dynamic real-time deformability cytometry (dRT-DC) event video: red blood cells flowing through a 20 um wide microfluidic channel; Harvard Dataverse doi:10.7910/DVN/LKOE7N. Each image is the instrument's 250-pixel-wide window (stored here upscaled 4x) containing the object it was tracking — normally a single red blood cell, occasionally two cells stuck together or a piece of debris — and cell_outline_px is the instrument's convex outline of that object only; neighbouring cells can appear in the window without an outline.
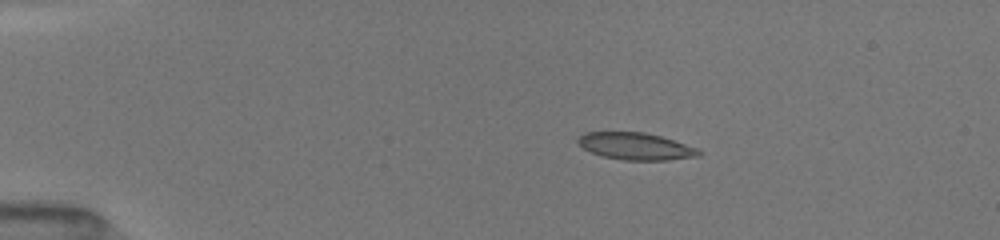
{"species": "common noctule bat (a hibernating species)", "species_latin": "Nyctalus noctula", "temperature_condition": "room temperature", "stored_images_in_passage": 42, "camera_frame_rate_fps": 3000, "um_per_image_px": 0.085, "animal": {"sex": "female", "body_mass_g": 19.5, "forearm_length_mm": 54.1}, "frame": {"image": 1, "passage_image": 1, "time_ms": 0.0, "image_size_px": [1000, 240], "cell_outline_px": [[704, 152], [700, 156], [668, 160], [624, 160], [600, 156], [584, 148], [576, 140], [584, 132], [644, 132], [660, 136], [696, 148]], "centroid_in_image_um": [54.04, 12.44], "position_along_channel_um": 31.0, "area_um2": 18.96}}
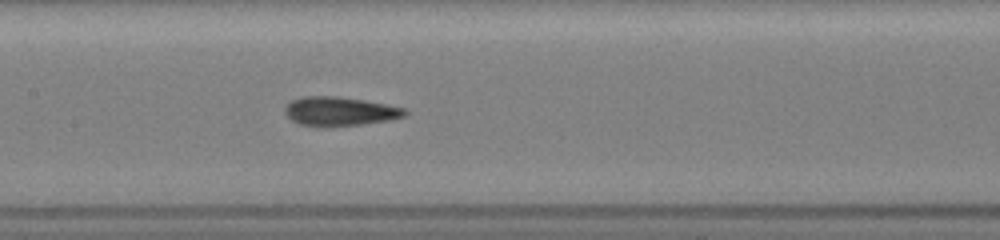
{"frame": {"image": 2, "passage_image": 17, "time_ms": 5.333, "image_size_px": [1000, 240], "cell_outline_px": [[408, 112], [404, 116], [388, 120], [360, 124], [320, 128], [300, 124], [292, 120], [284, 112], [284, 108], [292, 100], [304, 96], [336, 96], [364, 100], [404, 108]], "centroid_in_image_um": [28.83, 9.47], "position_along_channel_um": 178.6, "area_um2": 20.23}}
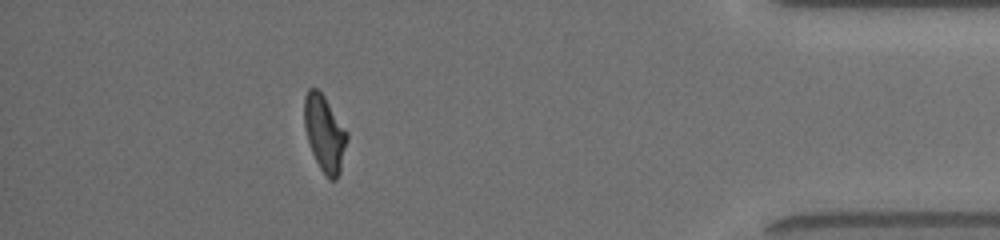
{"frame": {"image": 3, "passage_image": 37, "time_ms": 12.0, "image_size_px": [1000, 240], "cell_outline_px": [[348, 136], [340, 172], [336, 180], [328, 180], [320, 168], [312, 152], [304, 128], [304, 96], [308, 88], [316, 88], [324, 96], [348, 132]], "centroid_in_image_um": [27.58, 11.34], "position_along_channel_um": 407.6, "area_um2": 18.96}, "authors_computed_cell_mechanics": {"area_um2": 19.363, "velocity_mm_per_s": 4.0662, "shape_relaxation_time_tau1_ms": 4.047, "shape_relaxation_time_tau2_ms": 1.3711, "deformation_change_tau1": 0.1583, "deformation_change_tau2": 0.0767}}